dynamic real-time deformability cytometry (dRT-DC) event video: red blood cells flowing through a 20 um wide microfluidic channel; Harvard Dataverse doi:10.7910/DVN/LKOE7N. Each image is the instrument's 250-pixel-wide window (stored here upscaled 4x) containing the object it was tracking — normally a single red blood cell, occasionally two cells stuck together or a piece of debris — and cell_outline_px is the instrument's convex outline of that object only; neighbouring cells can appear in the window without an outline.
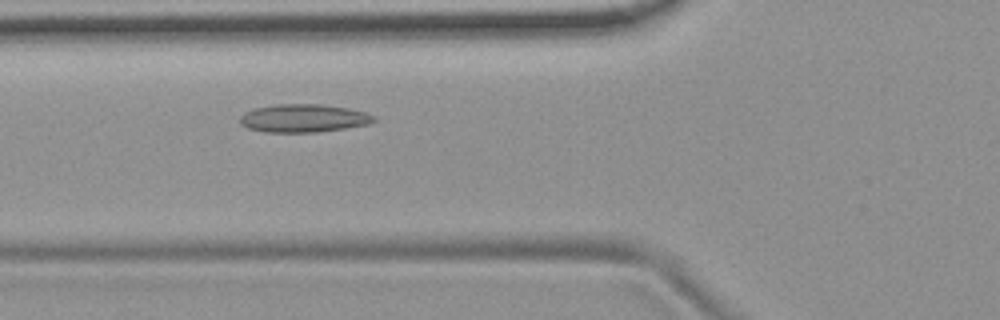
{"species": "common noctule bat (a hibernating species)", "species_latin": "Nyctalus noctula", "temperature_condition": "room temperature", "stored_images_in_passage": 43, "camera_frame_rate_fps": 3000, "um_per_image_px": 0.085, "animal": {"sex": "female", "body_mass_g": 19.9}, "frame": {"image": 1, "passage_image": 9, "time_ms": 2.667, "image_size_px": [1000, 320], "cell_outline_px": [[376, 120], [368, 124], [344, 128], [316, 132], [264, 132], [248, 128], [240, 124], [240, 116], [244, 112], [252, 108], [276, 104], [320, 104], [348, 108], [368, 112], [376, 116]], "centroid_in_image_um": [25.79, 10.04], "position_along_channel_um": 100.0, "area_um2": 22.08}}
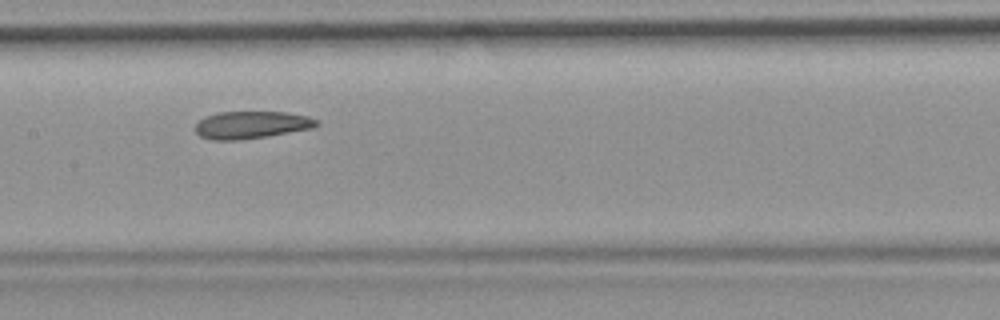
{"frame": {"image": 2, "passage_image": 16, "time_ms": 5.0, "image_size_px": [1000, 320], "cell_outline_px": [[320, 124], [312, 128], [268, 136], [240, 140], [212, 140], [200, 136], [196, 132], [196, 124], [204, 116], [216, 112], [288, 112], [308, 116], [320, 120]], "centroid_in_image_um": [21.39, 10.61], "position_along_channel_um": 186.0, "area_um2": 19.54}}
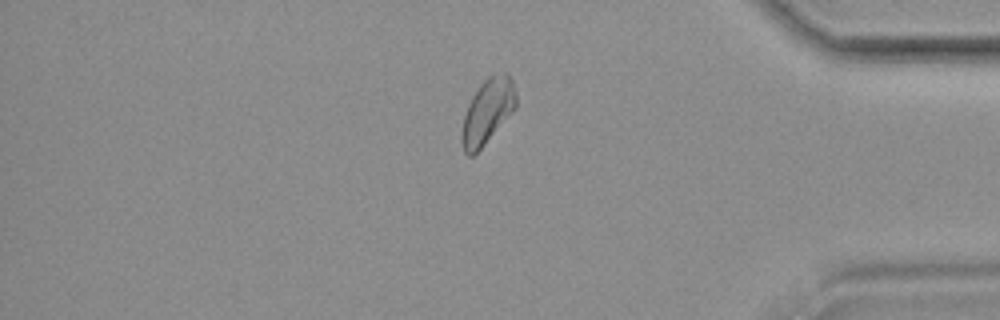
{"frame": {"image": 3, "passage_image": 35, "time_ms": 11.333, "image_size_px": [1000, 320], "cell_outline_px": [[516, 108], [484, 144], [472, 156], [468, 156], [464, 152], [460, 140], [460, 132], [464, 116], [468, 104], [472, 96], [480, 84], [488, 76], [504, 72], [508, 72], [512, 80], [516, 92]], "centroid_in_image_um": [41.42, 9.46], "position_along_channel_um": 393.8, "area_um2": 20.52}, "authors_computed_cell_mechanics": {"area_um2": 20.4034, "velocity_mm_per_s": 3.69, "shape_relaxation_time_tau1_ms": null, "shape_relaxation_time_tau2_ms": 7.5028, "deformation_change_tau1": null, "deformation_change_tau2": 0.1415}}